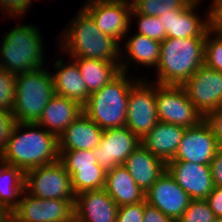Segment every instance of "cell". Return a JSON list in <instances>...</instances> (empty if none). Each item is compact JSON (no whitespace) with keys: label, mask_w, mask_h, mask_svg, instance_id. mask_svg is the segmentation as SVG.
<instances>
[{"label":"cell","mask_w":222,"mask_h":222,"mask_svg":"<svg viewBox=\"0 0 222 222\" xmlns=\"http://www.w3.org/2000/svg\"><path fill=\"white\" fill-rule=\"evenodd\" d=\"M184 127L158 121L142 139L141 144L165 163L172 160L185 132Z\"/></svg>","instance_id":"22"},{"label":"cell","mask_w":222,"mask_h":222,"mask_svg":"<svg viewBox=\"0 0 222 222\" xmlns=\"http://www.w3.org/2000/svg\"><path fill=\"white\" fill-rule=\"evenodd\" d=\"M213 222H222V217H216Z\"/></svg>","instance_id":"46"},{"label":"cell","mask_w":222,"mask_h":222,"mask_svg":"<svg viewBox=\"0 0 222 222\" xmlns=\"http://www.w3.org/2000/svg\"><path fill=\"white\" fill-rule=\"evenodd\" d=\"M32 2V0H0V10L2 14H6V17L7 15L13 18L17 16V19L26 14Z\"/></svg>","instance_id":"37"},{"label":"cell","mask_w":222,"mask_h":222,"mask_svg":"<svg viewBox=\"0 0 222 222\" xmlns=\"http://www.w3.org/2000/svg\"><path fill=\"white\" fill-rule=\"evenodd\" d=\"M0 222H11V213H9L1 204H0Z\"/></svg>","instance_id":"43"},{"label":"cell","mask_w":222,"mask_h":222,"mask_svg":"<svg viewBox=\"0 0 222 222\" xmlns=\"http://www.w3.org/2000/svg\"><path fill=\"white\" fill-rule=\"evenodd\" d=\"M103 131L83 112L58 136V149L92 150L99 145Z\"/></svg>","instance_id":"21"},{"label":"cell","mask_w":222,"mask_h":222,"mask_svg":"<svg viewBox=\"0 0 222 222\" xmlns=\"http://www.w3.org/2000/svg\"><path fill=\"white\" fill-rule=\"evenodd\" d=\"M212 31H214L222 40V25H211Z\"/></svg>","instance_id":"44"},{"label":"cell","mask_w":222,"mask_h":222,"mask_svg":"<svg viewBox=\"0 0 222 222\" xmlns=\"http://www.w3.org/2000/svg\"><path fill=\"white\" fill-rule=\"evenodd\" d=\"M104 189L118 207L145 200V192L138 187L123 164L107 171Z\"/></svg>","instance_id":"24"},{"label":"cell","mask_w":222,"mask_h":222,"mask_svg":"<svg viewBox=\"0 0 222 222\" xmlns=\"http://www.w3.org/2000/svg\"><path fill=\"white\" fill-rule=\"evenodd\" d=\"M190 0H141L133 9L139 13L149 16H161L173 13V10L182 9Z\"/></svg>","instance_id":"30"},{"label":"cell","mask_w":222,"mask_h":222,"mask_svg":"<svg viewBox=\"0 0 222 222\" xmlns=\"http://www.w3.org/2000/svg\"><path fill=\"white\" fill-rule=\"evenodd\" d=\"M17 123L12 112L0 110V155L7 148L8 141Z\"/></svg>","instance_id":"36"},{"label":"cell","mask_w":222,"mask_h":222,"mask_svg":"<svg viewBox=\"0 0 222 222\" xmlns=\"http://www.w3.org/2000/svg\"><path fill=\"white\" fill-rule=\"evenodd\" d=\"M91 95L113 80L120 72L121 62H108L91 58H72Z\"/></svg>","instance_id":"26"},{"label":"cell","mask_w":222,"mask_h":222,"mask_svg":"<svg viewBox=\"0 0 222 222\" xmlns=\"http://www.w3.org/2000/svg\"><path fill=\"white\" fill-rule=\"evenodd\" d=\"M16 97V75L0 68V110L12 112Z\"/></svg>","instance_id":"32"},{"label":"cell","mask_w":222,"mask_h":222,"mask_svg":"<svg viewBox=\"0 0 222 222\" xmlns=\"http://www.w3.org/2000/svg\"><path fill=\"white\" fill-rule=\"evenodd\" d=\"M67 172L70 174L71 186L75 195L105 187L107 172L103 168H86Z\"/></svg>","instance_id":"28"},{"label":"cell","mask_w":222,"mask_h":222,"mask_svg":"<svg viewBox=\"0 0 222 222\" xmlns=\"http://www.w3.org/2000/svg\"><path fill=\"white\" fill-rule=\"evenodd\" d=\"M126 74L121 71L100 90L89 95L83 106L84 113L103 130L125 127L129 91L138 80Z\"/></svg>","instance_id":"5"},{"label":"cell","mask_w":222,"mask_h":222,"mask_svg":"<svg viewBox=\"0 0 222 222\" xmlns=\"http://www.w3.org/2000/svg\"><path fill=\"white\" fill-rule=\"evenodd\" d=\"M60 35L61 52L71 58H91L108 62L121 61V47L114 38L104 34L92 17L81 7Z\"/></svg>","instance_id":"2"},{"label":"cell","mask_w":222,"mask_h":222,"mask_svg":"<svg viewBox=\"0 0 222 222\" xmlns=\"http://www.w3.org/2000/svg\"><path fill=\"white\" fill-rule=\"evenodd\" d=\"M22 195L11 222H75V199H42L25 190Z\"/></svg>","instance_id":"9"},{"label":"cell","mask_w":222,"mask_h":222,"mask_svg":"<svg viewBox=\"0 0 222 222\" xmlns=\"http://www.w3.org/2000/svg\"><path fill=\"white\" fill-rule=\"evenodd\" d=\"M0 156L25 173L59 161L58 137L37 123H17Z\"/></svg>","instance_id":"1"},{"label":"cell","mask_w":222,"mask_h":222,"mask_svg":"<svg viewBox=\"0 0 222 222\" xmlns=\"http://www.w3.org/2000/svg\"><path fill=\"white\" fill-rule=\"evenodd\" d=\"M216 216L207 201L191 200L183 215L176 222H213Z\"/></svg>","instance_id":"34"},{"label":"cell","mask_w":222,"mask_h":222,"mask_svg":"<svg viewBox=\"0 0 222 222\" xmlns=\"http://www.w3.org/2000/svg\"><path fill=\"white\" fill-rule=\"evenodd\" d=\"M53 64L56 70V73H52L55 94L75 100L84 106L90 94L77 63L71 58L70 63L65 64L63 59L59 58Z\"/></svg>","instance_id":"23"},{"label":"cell","mask_w":222,"mask_h":222,"mask_svg":"<svg viewBox=\"0 0 222 222\" xmlns=\"http://www.w3.org/2000/svg\"><path fill=\"white\" fill-rule=\"evenodd\" d=\"M59 161L67 171L86 168H102L92 150H59Z\"/></svg>","instance_id":"29"},{"label":"cell","mask_w":222,"mask_h":222,"mask_svg":"<svg viewBox=\"0 0 222 222\" xmlns=\"http://www.w3.org/2000/svg\"><path fill=\"white\" fill-rule=\"evenodd\" d=\"M211 4V25H222V0H212Z\"/></svg>","instance_id":"42"},{"label":"cell","mask_w":222,"mask_h":222,"mask_svg":"<svg viewBox=\"0 0 222 222\" xmlns=\"http://www.w3.org/2000/svg\"><path fill=\"white\" fill-rule=\"evenodd\" d=\"M25 185V173L0 156V204L11 213L20 202Z\"/></svg>","instance_id":"27"},{"label":"cell","mask_w":222,"mask_h":222,"mask_svg":"<svg viewBox=\"0 0 222 222\" xmlns=\"http://www.w3.org/2000/svg\"><path fill=\"white\" fill-rule=\"evenodd\" d=\"M182 86L204 118L222 108V72L203 65Z\"/></svg>","instance_id":"12"},{"label":"cell","mask_w":222,"mask_h":222,"mask_svg":"<svg viewBox=\"0 0 222 222\" xmlns=\"http://www.w3.org/2000/svg\"><path fill=\"white\" fill-rule=\"evenodd\" d=\"M166 170L192 200L206 199L215 187L210 165L168 161Z\"/></svg>","instance_id":"17"},{"label":"cell","mask_w":222,"mask_h":222,"mask_svg":"<svg viewBox=\"0 0 222 222\" xmlns=\"http://www.w3.org/2000/svg\"><path fill=\"white\" fill-rule=\"evenodd\" d=\"M205 38H166L162 41L155 83L182 86L204 65Z\"/></svg>","instance_id":"3"},{"label":"cell","mask_w":222,"mask_h":222,"mask_svg":"<svg viewBox=\"0 0 222 222\" xmlns=\"http://www.w3.org/2000/svg\"><path fill=\"white\" fill-rule=\"evenodd\" d=\"M123 165L144 192L166 171V163L153 155L142 144L126 158Z\"/></svg>","instance_id":"19"},{"label":"cell","mask_w":222,"mask_h":222,"mask_svg":"<svg viewBox=\"0 0 222 222\" xmlns=\"http://www.w3.org/2000/svg\"><path fill=\"white\" fill-rule=\"evenodd\" d=\"M124 46L125 48L123 50H125L126 55L122 54L123 50L121 49V71L128 74V66L130 65V62H134V64L136 62V68L139 64L149 67V69L151 67H156L157 69V66L160 62L161 42L136 33L133 36L129 37ZM123 59L127 61V63H125V61H122Z\"/></svg>","instance_id":"25"},{"label":"cell","mask_w":222,"mask_h":222,"mask_svg":"<svg viewBox=\"0 0 222 222\" xmlns=\"http://www.w3.org/2000/svg\"><path fill=\"white\" fill-rule=\"evenodd\" d=\"M199 3L200 0H190L182 9L159 16L160 22L165 25L167 38L206 37L211 29V6L202 20L196 13Z\"/></svg>","instance_id":"15"},{"label":"cell","mask_w":222,"mask_h":222,"mask_svg":"<svg viewBox=\"0 0 222 222\" xmlns=\"http://www.w3.org/2000/svg\"><path fill=\"white\" fill-rule=\"evenodd\" d=\"M75 222H116L118 205L106 190H88L75 196Z\"/></svg>","instance_id":"18"},{"label":"cell","mask_w":222,"mask_h":222,"mask_svg":"<svg viewBox=\"0 0 222 222\" xmlns=\"http://www.w3.org/2000/svg\"><path fill=\"white\" fill-rule=\"evenodd\" d=\"M192 199L166 170L145 192V201L177 221Z\"/></svg>","instance_id":"16"},{"label":"cell","mask_w":222,"mask_h":222,"mask_svg":"<svg viewBox=\"0 0 222 222\" xmlns=\"http://www.w3.org/2000/svg\"><path fill=\"white\" fill-rule=\"evenodd\" d=\"M214 186L222 187V148H220L210 164Z\"/></svg>","instance_id":"41"},{"label":"cell","mask_w":222,"mask_h":222,"mask_svg":"<svg viewBox=\"0 0 222 222\" xmlns=\"http://www.w3.org/2000/svg\"><path fill=\"white\" fill-rule=\"evenodd\" d=\"M216 217H222V187L215 186L205 199Z\"/></svg>","instance_id":"39"},{"label":"cell","mask_w":222,"mask_h":222,"mask_svg":"<svg viewBox=\"0 0 222 222\" xmlns=\"http://www.w3.org/2000/svg\"><path fill=\"white\" fill-rule=\"evenodd\" d=\"M146 201L118 207L116 222H143Z\"/></svg>","instance_id":"35"},{"label":"cell","mask_w":222,"mask_h":222,"mask_svg":"<svg viewBox=\"0 0 222 222\" xmlns=\"http://www.w3.org/2000/svg\"><path fill=\"white\" fill-rule=\"evenodd\" d=\"M83 112V106L79 102L54 94L37 124L58 137Z\"/></svg>","instance_id":"20"},{"label":"cell","mask_w":222,"mask_h":222,"mask_svg":"<svg viewBox=\"0 0 222 222\" xmlns=\"http://www.w3.org/2000/svg\"><path fill=\"white\" fill-rule=\"evenodd\" d=\"M35 25H16L2 38L0 68L15 75L44 68L43 39Z\"/></svg>","instance_id":"4"},{"label":"cell","mask_w":222,"mask_h":222,"mask_svg":"<svg viewBox=\"0 0 222 222\" xmlns=\"http://www.w3.org/2000/svg\"><path fill=\"white\" fill-rule=\"evenodd\" d=\"M156 104L160 122L189 128L205 119L190 101L183 86L156 83Z\"/></svg>","instance_id":"8"},{"label":"cell","mask_w":222,"mask_h":222,"mask_svg":"<svg viewBox=\"0 0 222 222\" xmlns=\"http://www.w3.org/2000/svg\"><path fill=\"white\" fill-rule=\"evenodd\" d=\"M140 144L141 139L125 126L104 130L99 145L92 152L97 163L107 172L124 164Z\"/></svg>","instance_id":"14"},{"label":"cell","mask_w":222,"mask_h":222,"mask_svg":"<svg viewBox=\"0 0 222 222\" xmlns=\"http://www.w3.org/2000/svg\"><path fill=\"white\" fill-rule=\"evenodd\" d=\"M82 6L101 32L119 44L127 40L132 8L124 0H87Z\"/></svg>","instance_id":"11"},{"label":"cell","mask_w":222,"mask_h":222,"mask_svg":"<svg viewBox=\"0 0 222 222\" xmlns=\"http://www.w3.org/2000/svg\"><path fill=\"white\" fill-rule=\"evenodd\" d=\"M205 120L212 127L213 133L218 140L220 147L222 148V108L210 112Z\"/></svg>","instance_id":"38"},{"label":"cell","mask_w":222,"mask_h":222,"mask_svg":"<svg viewBox=\"0 0 222 222\" xmlns=\"http://www.w3.org/2000/svg\"><path fill=\"white\" fill-rule=\"evenodd\" d=\"M204 65L222 72V40L212 29L206 33Z\"/></svg>","instance_id":"33"},{"label":"cell","mask_w":222,"mask_h":222,"mask_svg":"<svg viewBox=\"0 0 222 222\" xmlns=\"http://www.w3.org/2000/svg\"><path fill=\"white\" fill-rule=\"evenodd\" d=\"M158 121L156 83L138 78L129 91L125 126L142 139Z\"/></svg>","instance_id":"7"},{"label":"cell","mask_w":222,"mask_h":222,"mask_svg":"<svg viewBox=\"0 0 222 222\" xmlns=\"http://www.w3.org/2000/svg\"><path fill=\"white\" fill-rule=\"evenodd\" d=\"M25 191L42 199H75L70 174L60 161L25 172Z\"/></svg>","instance_id":"10"},{"label":"cell","mask_w":222,"mask_h":222,"mask_svg":"<svg viewBox=\"0 0 222 222\" xmlns=\"http://www.w3.org/2000/svg\"><path fill=\"white\" fill-rule=\"evenodd\" d=\"M143 222H176L169 216L163 214L159 209L149 205H145Z\"/></svg>","instance_id":"40"},{"label":"cell","mask_w":222,"mask_h":222,"mask_svg":"<svg viewBox=\"0 0 222 222\" xmlns=\"http://www.w3.org/2000/svg\"><path fill=\"white\" fill-rule=\"evenodd\" d=\"M131 8H133L141 0H124Z\"/></svg>","instance_id":"45"},{"label":"cell","mask_w":222,"mask_h":222,"mask_svg":"<svg viewBox=\"0 0 222 222\" xmlns=\"http://www.w3.org/2000/svg\"><path fill=\"white\" fill-rule=\"evenodd\" d=\"M138 18V34L144 35L159 42L164 41L166 37L165 28L158 16H149L137 13L133 8L131 10V19Z\"/></svg>","instance_id":"31"},{"label":"cell","mask_w":222,"mask_h":222,"mask_svg":"<svg viewBox=\"0 0 222 222\" xmlns=\"http://www.w3.org/2000/svg\"><path fill=\"white\" fill-rule=\"evenodd\" d=\"M220 148L212 127L204 119L198 125L185 129L178 150L170 161L210 165Z\"/></svg>","instance_id":"13"},{"label":"cell","mask_w":222,"mask_h":222,"mask_svg":"<svg viewBox=\"0 0 222 222\" xmlns=\"http://www.w3.org/2000/svg\"><path fill=\"white\" fill-rule=\"evenodd\" d=\"M53 76L44 68L16 75L15 106L18 123H37L43 109L54 96Z\"/></svg>","instance_id":"6"}]
</instances>
